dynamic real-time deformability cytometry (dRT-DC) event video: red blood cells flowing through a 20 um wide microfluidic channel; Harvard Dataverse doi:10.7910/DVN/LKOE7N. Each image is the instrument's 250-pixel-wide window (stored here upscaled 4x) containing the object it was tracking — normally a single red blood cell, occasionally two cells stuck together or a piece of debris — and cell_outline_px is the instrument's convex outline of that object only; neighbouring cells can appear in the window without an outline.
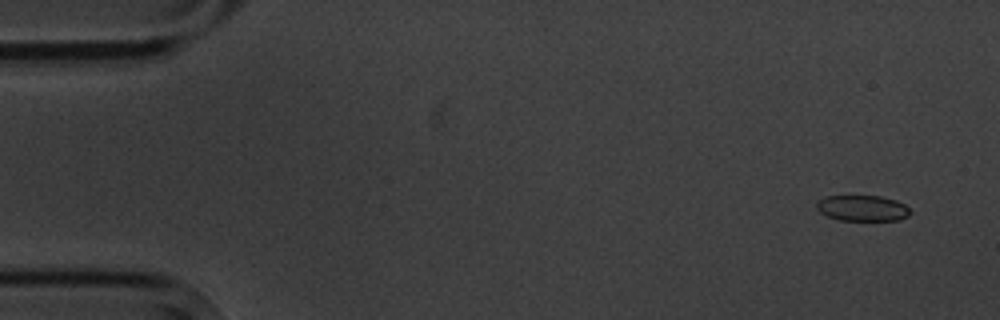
{"species": "common noctule bat (a hibernating species)", "species_latin": "Nyctalus noctula", "temperature_condition": "cold", "stored_images_in_passage": 4, "camera_frame_rate_fps": 3000, "um_per_image_px": 0.085, "animal": {"sex": "male", "body_mass_g": 20.1, "forearm_length_mm": 53.5}, "frame": {"image": 1, "passage_image": 1, "time_ms": 0.0, "image_size_px": [1000, 320], "cell_outline_px": [[912, 212], [908, 216], [900, 220], [840, 220], [828, 216], [820, 212], [816, 208], [816, 204], [820, 200], [828, 196], [880, 196], [896, 200], [904, 204]], "centroid_in_image_um": [73.34, 17.7], "position_along_channel_um": 11.7, "area_um2": 13.99}}